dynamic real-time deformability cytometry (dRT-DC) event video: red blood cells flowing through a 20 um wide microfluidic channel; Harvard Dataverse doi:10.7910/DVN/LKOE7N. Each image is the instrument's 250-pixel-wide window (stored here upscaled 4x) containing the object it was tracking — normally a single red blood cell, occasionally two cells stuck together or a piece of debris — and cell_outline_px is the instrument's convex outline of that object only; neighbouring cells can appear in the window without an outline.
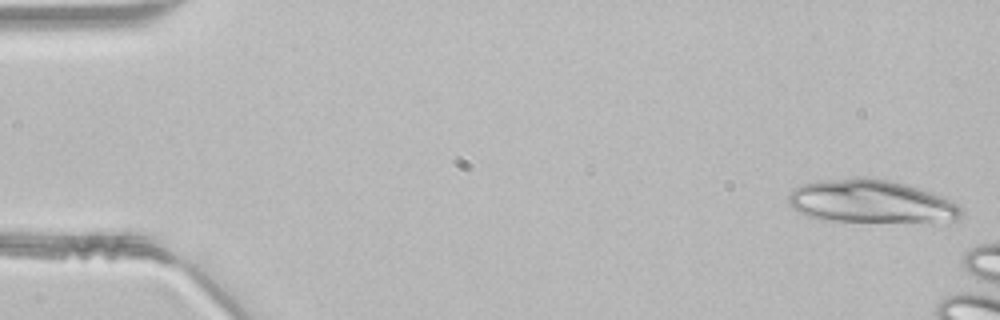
{"species": "common noctule bat (a hibernating species)", "species_latin": "Nyctalus noctula", "temperature_condition": "room temperature", "stored_images_in_passage": 8, "camera_frame_rate_fps": 3000, "um_per_image_px": 0.085, "animal": {"sex": "male", "body_mass_g": 21.5, "forearm_length_mm": 52.0}, "frame": {"image": 1, "passage_image": 1, "time_ms": 0.0, "image_size_px": [1000, 320], "cell_outline_px": [[964, 212], [956, 224], [948, 224], [820, 220], [808, 216], [792, 208], [788, 204], [788, 196], [792, 188], [800, 184], [820, 180], [856, 176], [868, 176], [888, 180], [904, 184], [932, 192], [944, 196], [960, 204], [964, 208]], "centroid_in_image_um": [74.16, 17.16], "position_along_channel_um": 10.8, "area_um2": 45.37}}